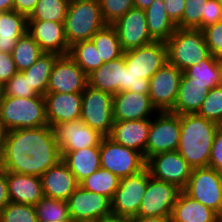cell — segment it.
Instances as JSON below:
<instances>
[{
    "mask_svg": "<svg viewBox=\"0 0 222 222\" xmlns=\"http://www.w3.org/2000/svg\"><path fill=\"white\" fill-rule=\"evenodd\" d=\"M61 160L60 147L51 126L7 131L0 156V166L6 171L41 177Z\"/></svg>",
    "mask_w": 222,
    "mask_h": 222,
    "instance_id": "1",
    "label": "cell"
},
{
    "mask_svg": "<svg viewBox=\"0 0 222 222\" xmlns=\"http://www.w3.org/2000/svg\"><path fill=\"white\" fill-rule=\"evenodd\" d=\"M219 124L197 113L180 115V140L177 151L192 168L208 167Z\"/></svg>",
    "mask_w": 222,
    "mask_h": 222,
    "instance_id": "2",
    "label": "cell"
},
{
    "mask_svg": "<svg viewBox=\"0 0 222 222\" xmlns=\"http://www.w3.org/2000/svg\"><path fill=\"white\" fill-rule=\"evenodd\" d=\"M0 119L7 131L48 125L44 96L29 98L2 96Z\"/></svg>",
    "mask_w": 222,
    "mask_h": 222,
    "instance_id": "3",
    "label": "cell"
},
{
    "mask_svg": "<svg viewBox=\"0 0 222 222\" xmlns=\"http://www.w3.org/2000/svg\"><path fill=\"white\" fill-rule=\"evenodd\" d=\"M166 46L168 62L182 72L211 55L201 29L177 27Z\"/></svg>",
    "mask_w": 222,
    "mask_h": 222,
    "instance_id": "4",
    "label": "cell"
},
{
    "mask_svg": "<svg viewBox=\"0 0 222 222\" xmlns=\"http://www.w3.org/2000/svg\"><path fill=\"white\" fill-rule=\"evenodd\" d=\"M105 25L99 0H70L64 20L69 47L80 41L91 40Z\"/></svg>",
    "mask_w": 222,
    "mask_h": 222,
    "instance_id": "5",
    "label": "cell"
},
{
    "mask_svg": "<svg viewBox=\"0 0 222 222\" xmlns=\"http://www.w3.org/2000/svg\"><path fill=\"white\" fill-rule=\"evenodd\" d=\"M80 119L104 137L109 136L114 125L113 95L87 85L82 93Z\"/></svg>",
    "mask_w": 222,
    "mask_h": 222,
    "instance_id": "6",
    "label": "cell"
},
{
    "mask_svg": "<svg viewBox=\"0 0 222 222\" xmlns=\"http://www.w3.org/2000/svg\"><path fill=\"white\" fill-rule=\"evenodd\" d=\"M100 164L120 179L139 173L146 168L144 155L137 150L122 146L108 136L100 143Z\"/></svg>",
    "mask_w": 222,
    "mask_h": 222,
    "instance_id": "7",
    "label": "cell"
},
{
    "mask_svg": "<svg viewBox=\"0 0 222 222\" xmlns=\"http://www.w3.org/2000/svg\"><path fill=\"white\" fill-rule=\"evenodd\" d=\"M182 191L219 215L222 213V174L214 168H193Z\"/></svg>",
    "mask_w": 222,
    "mask_h": 222,
    "instance_id": "8",
    "label": "cell"
},
{
    "mask_svg": "<svg viewBox=\"0 0 222 222\" xmlns=\"http://www.w3.org/2000/svg\"><path fill=\"white\" fill-rule=\"evenodd\" d=\"M150 118V129L146 145V160L158 153L178 149L180 140V115L170 111L157 113Z\"/></svg>",
    "mask_w": 222,
    "mask_h": 222,
    "instance_id": "9",
    "label": "cell"
},
{
    "mask_svg": "<svg viewBox=\"0 0 222 222\" xmlns=\"http://www.w3.org/2000/svg\"><path fill=\"white\" fill-rule=\"evenodd\" d=\"M181 191L174 184L151 177L147 169V189L143 195L137 216L170 217L172 208Z\"/></svg>",
    "mask_w": 222,
    "mask_h": 222,
    "instance_id": "10",
    "label": "cell"
},
{
    "mask_svg": "<svg viewBox=\"0 0 222 222\" xmlns=\"http://www.w3.org/2000/svg\"><path fill=\"white\" fill-rule=\"evenodd\" d=\"M182 75L180 69L167 62L149 79V97L158 112L173 109Z\"/></svg>",
    "mask_w": 222,
    "mask_h": 222,
    "instance_id": "11",
    "label": "cell"
},
{
    "mask_svg": "<svg viewBox=\"0 0 222 222\" xmlns=\"http://www.w3.org/2000/svg\"><path fill=\"white\" fill-rule=\"evenodd\" d=\"M147 189V168L137 174L121 178L111 200L112 215L132 218L137 216Z\"/></svg>",
    "mask_w": 222,
    "mask_h": 222,
    "instance_id": "12",
    "label": "cell"
},
{
    "mask_svg": "<svg viewBox=\"0 0 222 222\" xmlns=\"http://www.w3.org/2000/svg\"><path fill=\"white\" fill-rule=\"evenodd\" d=\"M146 168L151 177L174 184L181 190L188 183L193 169L177 150L149 157Z\"/></svg>",
    "mask_w": 222,
    "mask_h": 222,
    "instance_id": "13",
    "label": "cell"
},
{
    "mask_svg": "<svg viewBox=\"0 0 222 222\" xmlns=\"http://www.w3.org/2000/svg\"><path fill=\"white\" fill-rule=\"evenodd\" d=\"M126 67L139 76L149 80L168 62L166 42L154 41L139 48L123 52Z\"/></svg>",
    "mask_w": 222,
    "mask_h": 222,
    "instance_id": "14",
    "label": "cell"
},
{
    "mask_svg": "<svg viewBox=\"0 0 222 222\" xmlns=\"http://www.w3.org/2000/svg\"><path fill=\"white\" fill-rule=\"evenodd\" d=\"M87 85L88 75L68 54L56 58L47 93H83Z\"/></svg>",
    "mask_w": 222,
    "mask_h": 222,
    "instance_id": "15",
    "label": "cell"
},
{
    "mask_svg": "<svg viewBox=\"0 0 222 222\" xmlns=\"http://www.w3.org/2000/svg\"><path fill=\"white\" fill-rule=\"evenodd\" d=\"M67 202L72 221L101 220L112 215L111 200L108 197L80 186L69 196Z\"/></svg>",
    "mask_w": 222,
    "mask_h": 222,
    "instance_id": "16",
    "label": "cell"
},
{
    "mask_svg": "<svg viewBox=\"0 0 222 222\" xmlns=\"http://www.w3.org/2000/svg\"><path fill=\"white\" fill-rule=\"evenodd\" d=\"M112 26L117 32L123 51L154 42L147 28L145 10L133 7Z\"/></svg>",
    "mask_w": 222,
    "mask_h": 222,
    "instance_id": "17",
    "label": "cell"
},
{
    "mask_svg": "<svg viewBox=\"0 0 222 222\" xmlns=\"http://www.w3.org/2000/svg\"><path fill=\"white\" fill-rule=\"evenodd\" d=\"M60 151H76L87 147H100L103 135L86 125L81 119L52 127Z\"/></svg>",
    "mask_w": 222,
    "mask_h": 222,
    "instance_id": "18",
    "label": "cell"
},
{
    "mask_svg": "<svg viewBox=\"0 0 222 222\" xmlns=\"http://www.w3.org/2000/svg\"><path fill=\"white\" fill-rule=\"evenodd\" d=\"M158 113L149 94L121 91L113 95L114 121H129L151 118Z\"/></svg>",
    "mask_w": 222,
    "mask_h": 222,
    "instance_id": "19",
    "label": "cell"
},
{
    "mask_svg": "<svg viewBox=\"0 0 222 222\" xmlns=\"http://www.w3.org/2000/svg\"><path fill=\"white\" fill-rule=\"evenodd\" d=\"M44 100L47 122L51 127L81 117L82 93H46Z\"/></svg>",
    "mask_w": 222,
    "mask_h": 222,
    "instance_id": "20",
    "label": "cell"
},
{
    "mask_svg": "<svg viewBox=\"0 0 222 222\" xmlns=\"http://www.w3.org/2000/svg\"><path fill=\"white\" fill-rule=\"evenodd\" d=\"M28 33L38 43L44 53L67 55L69 45L64 23L52 21H28Z\"/></svg>",
    "mask_w": 222,
    "mask_h": 222,
    "instance_id": "21",
    "label": "cell"
},
{
    "mask_svg": "<svg viewBox=\"0 0 222 222\" xmlns=\"http://www.w3.org/2000/svg\"><path fill=\"white\" fill-rule=\"evenodd\" d=\"M150 129V118L129 121H114L109 138L122 146L132 148L144 155Z\"/></svg>",
    "mask_w": 222,
    "mask_h": 222,
    "instance_id": "22",
    "label": "cell"
},
{
    "mask_svg": "<svg viewBox=\"0 0 222 222\" xmlns=\"http://www.w3.org/2000/svg\"><path fill=\"white\" fill-rule=\"evenodd\" d=\"M40 178L43 195L49 198L67 201L79 186L75 175L62 160L50 167Z\"/></svg>",
    "mask_w": 222,
    "mask_h": 222,
    "instance_id": "23",
    "label": "cell"
},
{
    "mask_svg": "<svg viewBox=\"0 0 222 222\" xmlns=\"http://www.w3.org/2000/svg\"><path fill=\"white\" fill-rule=\"evenodd\" d=\"M10 202L36 205L43 197L41 178L7 171Z\"/></svg>",
    "mask_w": 222,
    "mask_h": 222,
    "instance_id": "24",
    "label": "cell"
},
{
    "mask_svg": "<svg viewBox=\"0 0 222 222\" xmlns=\"http://www.w3.org/2000/svg\"><path fill=\"white\" fill-rule=\"evenodd\" d=\"M88 85L112 95L124 91V54L89 74Z\"/></svg>",
    "mask_w": 222,
    "mask_h": 222,
    "instance_id": "25",
    "label": "cell"
},
{
    "mask_svg": "<svg viewBox=\"0 0 222 222\" xmlns=\"http://www.w3.org/2000/svg\"><path fill=\"white\" fill-rule=\"evenodd\" d=\"M220 215L183 191L172 208L170 222H215Z\"/></svg>",
    "mask_w": 222,
    "mask_h": 222,
    "instance_id": "26",
    "label": "cell"
},
{
    "mask_svg": "<svg viewBox=\"0 0 222 222\" xmlns=\"http://www.w3.org/2000/svg\"><path fill=\"white\" fill-rule=\"evenodd\" d=\"M208 92L205 84L191 82V78L183 72L178 97L170 112L178 115L198 113Z\"/></svg>",
    "mask_w": 222,
    "mask_h": 222,
    "instance_id": "27",
    "label": "cell"
},
{
    "mask_svg": "<svg viewBox=\"0 0 222 222\" xmlns=\"http://www.w3.org/2000/svg\"><path fill=\"white\" fill-rule=\"evenodd\" d=\"M62 161L75 175L78 183L101 167L100 147H87L76 151H61Z\"/></svg>",
    "mask_w": 222,
    "mask_h": 222,
    "instance_id": "28",
    "label": "cell"
},
{
    "mask_svg": "<svg viewBox=\"0 0 222 222\" xmlns=\"http://www.w3.org/2000/svg\"><path fill=\"white\" fill-rule=\"evenodd\" d=\"M27 32V16L14 10L0 12V52L11 54L17 40Z\"/></svg>",
    "mask_w": 222,
    "mask_h": 222,
    "instance_id": "29",
    "label": "cell"
},
{
    "mask_svg": "<svg viewBox=\"0 0 222 222\" xmlns=\"http://www.w3.org/2000/svg\"><path fill=\"white\" fill-rule=\"evenodd\" d=\"M145 15L149 34L154 41L166 42L177 28L167 15L164 0H154L145 9Z\"/></svg>",
    "mask_w": 222,
    "mask_h": 222,
    "instance_id": "30",
    "label": "cell"
},
{
    "mask_svg": "<svg viewBox=\"0 0 222 222\" xmlns=\"http://www.w3.org/2000/svg\"><path fill=\"white\" fill-rule=\"evenodd\" d=\"M58 56L55 53H43L30 68L22 71L38 95L44 96L47 93L49 77Z\"/></svg>",
    "mask_w": 222,
    "mask_h": 222,
    "instance_id": "31",
    "label": "cell"
},
{
    "mask_svg": "<svg viewBox=\"0 0 222 222\" xmlns=\"http://www.w3.org/2000/svg\"><path fill=\"white\" fill-rule=\"evenodd\" d=\"M91 40L99 52L103 63H107L123 55L124 51L121 48L117 32L110 24H106L102 29L97 31L91 37Z\"/></svg>",
    "mask_w": 222,
    "mask_h": 222,
    "instance_id": "32",
    "label": "cell"
},
{
    "mask_svg": "<svg viewBox=\"0 0 222 222\" xmlns=\"http://www.w3.org/2000/svg\"><path fill=\"white\" fill-rule=\"evenodd\" d=\"M185 73L191 78V82L205 84L209 90L221 85L219 58L213 55L189 67Z\"/></svg>",
    "mask_w": 222,
    "mask_h": 222,
    "instance_id": "33",
    "label": "cell"
},
{
    "mask_svg": "<svg viewBox=\"0 0 222 222\" xmlns=\"http://www.w3.org/2000/svg\"><path fill=\"white\" fill-rule=\"evenodd\" d=\"M120 178L112 172L99 168L90 176L79 183V186L85 190L98 193L112 200L115 191L120 185Z\"/></svg>",
    "mask_w": 222,
    "mask_h": 222,
    "instance_id": "34",
    "label": "cell"
},
{
    "mask_svg": "<svg viewBox=\"0 0 222 222\" xmlns=\"http://www.w3.org/2000/svg\"><path fill=\"white\" fill-rule=\"evenodd\" d=\"M44 52L38 43L27 32L21 36L11 52L18 72L30 68Z\"/></svg>",
    "mask_w": 222,
    "mask_h": 222,
    "instance_id": "35",
    "label": "cell"
},
{
    "mask_svg": "<svg viewBox=\"0 0 222 222\" xmlns=\"http://www.w3.org/2000/svg\"><path fill=\"white\" fill-rule=\"evenodd\" d=\"M68 55L87 75L104 64L92 40H84L71 45Z\"/></svg>",
    "mask_w": 222,
    "mask_h": 222,
    "instance_id": "36",
    "label": "cell"
},
{
    "mask_svg": "<svg viewBox=\"0 0 222 222\" xmlns=\"http://www.w3.org/2000/svg\"><path fill=\"white\" fill-rule=\"evenodd\" d=\"M70 0H39L28 21L64 23Z\"/></svg>",
    "mask_w": 222,
    "mask_h": 222,
    "instance_id": "37",
    "label": "cell"
},
{
    "mask_svg": "<svg viewBox=\"0 0 222 222\" xmlns=\"http://www.w3.org/2000/svg\"><path fill=\"white\" fill-rule=\"evenodd\" d=\"M39 222L72 221L69 216L68 202L65 200L43 197L35 205Z\"/></svg>",
    "mask_w": 222,
    "mask_h": 222,
    "instance_id": "38",
    "label": "cell"
},
{
    "mask_svg": "<svg viewBox=\"0 0 222 222\" xmlns=\"http://www.w3.org/2000/svg\"><path fill=\"white\" fill-rule=\"evenodd\" d=\"M0 222H39L35 206L9 202L0 211Z\"/></svg>",
    "mask_w": 222,
    "mask_h": 222,
    "instance_id": "39",
    "label": "cell"
},
{
    "mask_svg": "<svg viewBox=\"0 0 222 222\" xmlns=\"http://www.w3.org/2000/svg\"><path fill=\"white\" fill-rule=\"evenodd\" d=\"M208 120L222 125V86L209 90L200 110L197 113Z\"/></svg>",
    "mask_w": 222,
    "mask_h": 222,
    "instance_id": "40",
    "label": "cell"
},
{
    "mask_svg": "<svg viewBox=\"0 0 222 222\" xmlns=\"http://www.w3.org/2000/svg\"><path fill=\"white\" fill-rule=\"evenodd\" d=\"M99 3L102 18L110 25L135 7L133 0H99Z\"/></svg>",
    "mask_w": 222,
    "mask_h": 222,
    "instance_id": "41",
    "label": "cell"
},
{
    "mask_svg": "<svg viewBox=\"0 0 222 222\" xmlns=\"http://www.w3.org/2000/svg\"><path fill=\"white\" fill-rule=\"evenodd\" d=\"M207 0H185L182 28L201 29Z\"/></svg>",
    "mask_w": 222,
    "mask_h": 222,
    "instance_id": "42",
    "label": "cell"
},
{
    "mask_svg": "<svg viewBox=\"0 0 222 222\" xmlns=\"http://www.w3.org/2000/svg\"><path fill=\"white\" fill-rule=\"evenodd\" d=\"M18 98L38 96L30 87V84L22 72H17L8 82L3 85V95Z\"/></svg>",
    "mask_w": 222,
    "mask_h": 222,
    "instance_id": "43",
    "label": "cell"
},
{
    "mask_svg": "<svg viewBox=\"0 0 222 222\" xmlns=\"http://www.w3.org/2000/svg\"><path fill=\"white\" fill-rule=\"evenodd\" d=\"M202 31L211 55L222 58V21L208 25Z\"/></svg>",
    "mask_w": 222,
    "mask_h": 222,
    "instance_id": "44",
    "label": "cell"
},
{
    "mask_svg": "<svg viewBox=\"0 0 222 222\" xmlns=\"http://www.w3.org/2000/svg\"><path fill=\"white\" fill-rule=\"evenodd\" d=\"M124 91H132L135 93L149 94V80L139 79L129 70L124 61Z\"/></svg>",
    "mask_w": 222,
    "mask_h": 222,
    "instance_id": "45",
    "label": "cell"
},
{
    "mask_svg": "<svg viewBox=\"0 0 222 222\" xmlns=\"http://www.w3.org/2000/svg\"><path fill=\"white\" fill-rule=\"evenodd\" d=\"M222 21V5L219 0H207L205 15H202V29Z\"/></svg>",
    "mask_w": 222,
    "mask_h": 222,
    "instance_id": "46",
    "label": "cell"
},
{
    "mask_svg": "<svg viewBox=\"0 0 222 222\" xmlns=\"http://www.w3.org/2000/svg\"><path fill=\"white\" fill-rule=\"evenodd\" d=\"M209 167L222 174V125L216 131L211 149Z\"/></svg>",
    "mask_w": 222,
    "mask_h": 222,
    "instance_id": "47",
    "label": "cell"
},
{
    "mask_svg": "<svg viewBox=\"0 0 222 222\" xmlns=\"http://www.w3.org/2000/svg\"><path fill=\"white\" fill-rule=\"evenodd\" d=\"M17 69L12 55L0 52V84L3 86L8 82L16 73Z\"/></svg>",
    "mask_w": 222,
    "mask_h": 222,
    "instance_id": "48",
    "label": "cell"
},
{
    "mask_svg": "<svg viewBox=\"0 0 222 222\" xmlns=\"http://www.w3.org/2000/svg\"><path fill=\"white\" fill-rule=\"evenodd\" d=\"M185 0H164L167 15L179 28H182V17L185 9Z\"/></svg>",
    "mask_w": 222,
    "mask_h": 222,
    "instance_id": "49",
    "label": "cell"
},
{
    "mask_svg": "<svg viewBox=\"0 0 222 222\" xmlns=\"http://www.w3.org/2000/svg\"><path fill=\"white\" fill-rule=\"evenodd\" d=\"M10 202L7 171L0 166V211Z\"/></svg>",
    "mask_w": 222,
    "mask_h": 222,
    "instance_id": "50",
    "label": "cell"
},
{
    "mask_svg": "<svg viewBox=\"0 0 222 222\" xmlns=\"http://www.w3.org/2000/svg\"><path fill=\"white\" fill-rule=\"evenodd\" d=\"M39 0H14L13 10L29 17L35 10Z\"/></svg>",
    "mask_w": 222,
    "mask_h": 222,
    "instance_id": "51",
    "label": "cell"
},
{
    "mask_svg": "<svg viewBox=\"0 0 222 222\" xmlns=\"http://www.w3.org/2000/svg\"><path fill=\"white\" fill-rule=\"evenodd\" d=\"M131 222H170V217H158V216H149V217H140L135 216L130 218Z\"/></svg>",
    "mask_w": 222,
    "mask_h": 222,
    "instance_id": "52",
    "label": "cell"
},
{
    "mask_svg": "<svg viewBox=\"0 0 222 222\" xmlns=\"http://www.w3.org/2000/svg\"><path fill=\"white\" fill-rule=\"evenodd\" d=\"M100 222H131L130 218L110 215L100 220Z\"/></svg>",
    "mask_w": 222,
    "mask_h": 222,
    "instance_id": "53",
    "label": "cell"
},
{
    "mask_svg": "<svg viewBox=\"0 0 222 222\" xmlns=\"http://www.w3.org/2000/svg\"><path fill=\"white\" fill-rule=\"evenodd\" d=\"M14 0H0V12L13 10Z\"/></svg>",
    "mask_w": 222,
    "mask_h": 222,
    "instance_id": "54",
    "label": "cell"
},
{
    "mask_svg": "<svg viewBox=\"0 0 222 222\" xmlns=\"http://www.w3.org/2000/svg\"><path fill=\"white\" fill-rule=\"evenodd\" d=\"M7 130L5 129L1 119H0V156L3 151L5 139H6Z\"/></svg>",
    "mask_w": 222,
    "mask_h": 222,
    "instance_id": "55",
    "label": "cell"
},
{
    "mask_svg": "<svg viewBox=\"0 0 222 222\" xmlns=\"http://www.w3.org/2000/svg\"><path fill=\"white\" fill-rule=\"evenodd\" d=\"M133 1H134V6L136 8L145 10L153 3L154 0H133Z\"/></svg>",
    "mask_w": 222,
    "mask_h": 222,
    "instance_id": "56",
    "label": "cell"
},
{
    "mask_svg": "<svg viewBox=\"0 0 222 222\" xmlns=\"http://www.w3.org/2000/svg\"><path fill=\"white\" fill-rule=\"evenodd\" d=\"M220 74H221V86H222V58H219Z\"/></svg>",
    "mask_w": 222,
    "mask_h": 222,
    "instance_id": "57",
    "label": "cell"
},
{
    "mask_svg": "<svg viewBox=\"0 0 222 222\" xmlns=\"http://www.w3.org/2000/svg\"><path fill=\"white\" fill-rule=\"evenodd\" d=\"M73 222H100V220H85V221H73Z\"/></svg>",
    "mask_w": 222,
    "mask_h": 222,
    "instance_id": "58",
    "label": "cell"
},
{
    "mask_svg": "<svg viewBox=\"0 0 222 222\" xmlns=\"http://www.w3.org/2000/svg\"><path fill=\"white\" fill-rule=\"evenodd\" d=\"M3 95V86L0 84V101Z\"/></svg>",
    "mask_w": 222,
    "mask_h": 222,
    "instance_id": "59",
    "label": "cell"
},
{
    "mask_svg": "<svg viewBox=\"0 0 222 222\" xmlns=\"http://www.w3.org/2000/svg\"><path fill=\"white\" fill-rule=\"evenodd\" d=\"M215 222H222V219L219 217Z\"/></svg>",
    "mask_w": 222,
    "mask_h": 222,
    "instance_id": "60",
    "label": "cell"
}]
</instances>
